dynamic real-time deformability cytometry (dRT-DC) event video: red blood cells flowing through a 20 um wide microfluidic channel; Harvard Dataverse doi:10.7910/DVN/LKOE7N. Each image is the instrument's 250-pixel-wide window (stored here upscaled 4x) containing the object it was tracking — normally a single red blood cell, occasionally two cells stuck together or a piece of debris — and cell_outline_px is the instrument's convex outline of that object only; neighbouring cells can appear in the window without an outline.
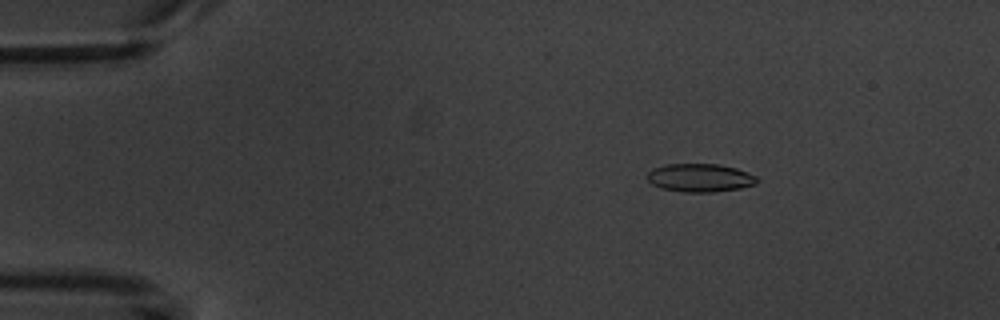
{"species": "common noctule bat (a hibernating species)", "species_latin": "Nyctalus noctula", "temperature_condition": "warm", "stored_images_in_passage": 3, "camera_frame_rate_fps": 3000, "um_per_image_px": 0.085, "animal": {"sex": "male", "body_mass_g": 20.1, "forearm_length_mm": 53.5}, "frame": {"image": 1, "passage_image": 1, "time_ms": 0.0, "image_size_px": [1000, 320], "cell_outline_px": [[760, 180], [756, 184], [740, 188], [712, 192], [684, 192], [660, 188], [652, 184], [644, 176], [652, 168], [664, 164], [720, 164], [736, 168], [756, 176]], "centroid_in_image_um": [59.47, 15.11], "position_along_channel_um": 25.5, "area_um2": 18.26}}